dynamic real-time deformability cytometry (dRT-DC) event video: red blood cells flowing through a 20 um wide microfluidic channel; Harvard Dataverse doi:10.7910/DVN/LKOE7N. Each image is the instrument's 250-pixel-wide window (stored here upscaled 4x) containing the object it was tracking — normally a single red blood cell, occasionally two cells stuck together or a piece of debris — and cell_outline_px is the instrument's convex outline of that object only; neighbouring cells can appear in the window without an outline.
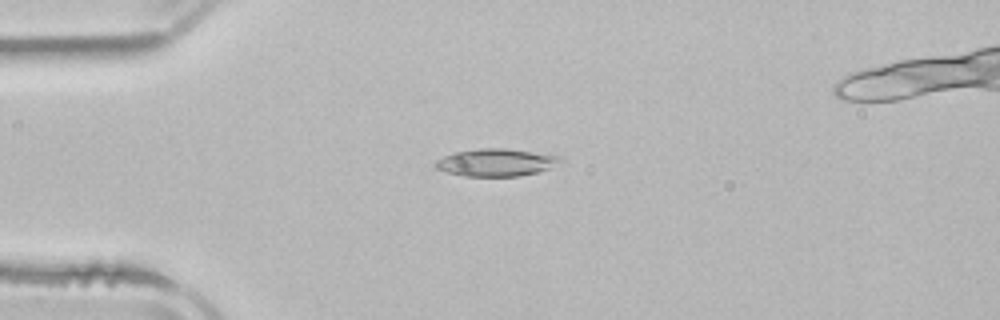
{"species": "common noctule bat (a hibernating species)", "species_latin": "Nyctalus noctula", "temperature_condition": "room temperature", "stored_images_in_passage": 1, "camera_frame_rate_fps": 3000, "um_per_image_px": 0.085, "animal": {"sex": "male", "body_mass_g": 21.5, "forearm_length_mm": 52.0}, "frame": {"image": 1, "passage_image": 1, "time_ms": 0.0, "image_size_px": [1000, 320], "cell_outline_px": [[564, 160], [548, 168], [536, 172], [516, 176], [464, 176], [448, 172], [436, 168], [432, 164], [436, 160], [444, 156], [456, 152], [480, 148], [508, 148], [560, 156]], "centroid_in_image_um": [42.14, 13.8], "position_along_channel_um": 42.9, "area_um2": 19.83}}